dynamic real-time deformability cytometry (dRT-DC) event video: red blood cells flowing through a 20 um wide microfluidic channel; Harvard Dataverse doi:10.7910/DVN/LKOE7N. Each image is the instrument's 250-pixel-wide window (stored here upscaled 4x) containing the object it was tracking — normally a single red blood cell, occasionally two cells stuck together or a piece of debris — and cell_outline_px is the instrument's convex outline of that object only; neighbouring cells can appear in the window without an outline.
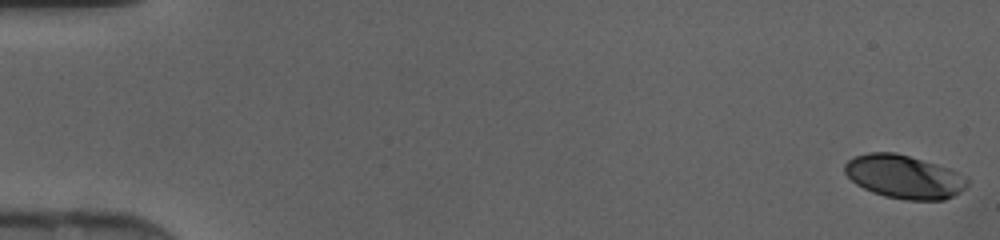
{"species": "human", "species_latin": "Homo sapiens", "temperature_condition": "cold", "stored_images_in_passage": 46, "camera_frame_rate_fps": 3000, "um_per_image_px": 0.085, "donor": {"sex": "female"}, "frame": {"image": 1, "passage_image": 1, "time_ms": 0.0, "image_size_px": [1000, 240], "cell_outline_px": [[968, 184], [960, 192], [944, 200], [904, 200], [884, 196], [872, 192], [856, 184], [844, 172], [844, 164], [848, 160], [856, 156], [868, 152], [896, 152], [936, 164], [948, 168], [968, 176]], "centroid_in_image_um": [76.85, 15.02], "position_along_channel_um": 8.1, "area_um2": 31.1}}
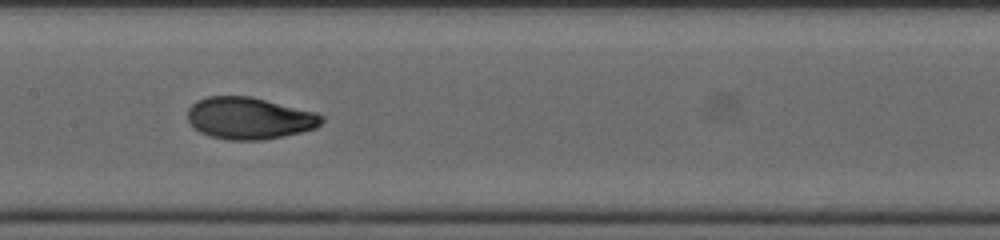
{"frame": {"image": 2, "passage_image": 24, "time_ms": 7.667, "image_size_px": [1000, 240], "cell_outline_px": [[324, 120], [316, 128], [300, 132], [264, 140], [228, 140], [208, 136], [200, 132], [188, 120], [188, 108], [196, 100], [208, 96], [248, 96], [316, 112], [324, 116]], "centroid_in_image_um": [21.18, 10.05], "position_along_channel_um": 186.2, "area_um2": 32.66}}
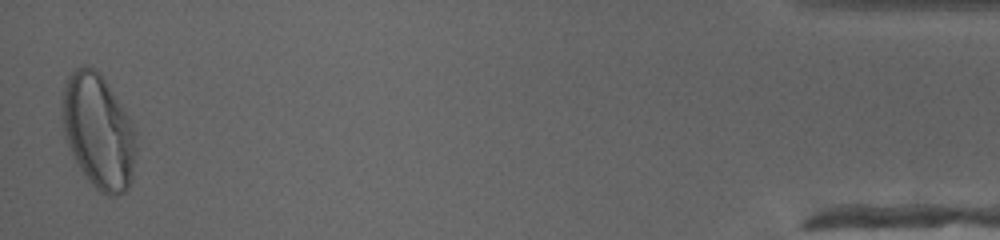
{"frame": {"image": 3, "passage_image": 46, "time_ms": 15.0, "image_size_px": [1000, 240], "cell_outline_px": [[136, 148], [132, 176], [128, 188], [124, 192], [116, 196], [108, 196], [100, 192], [88, 180], [80, 168], [68, 144], [64, 132], [64, 84], [68, 76], [76, 68], [84, 64], [88, 64], [100, 72], [124, 108], [132, 128]], "centroid_in_image_um": [8.37, 11.15], "position_along_channel_um": 426.8, "area_um2": 48.44}}